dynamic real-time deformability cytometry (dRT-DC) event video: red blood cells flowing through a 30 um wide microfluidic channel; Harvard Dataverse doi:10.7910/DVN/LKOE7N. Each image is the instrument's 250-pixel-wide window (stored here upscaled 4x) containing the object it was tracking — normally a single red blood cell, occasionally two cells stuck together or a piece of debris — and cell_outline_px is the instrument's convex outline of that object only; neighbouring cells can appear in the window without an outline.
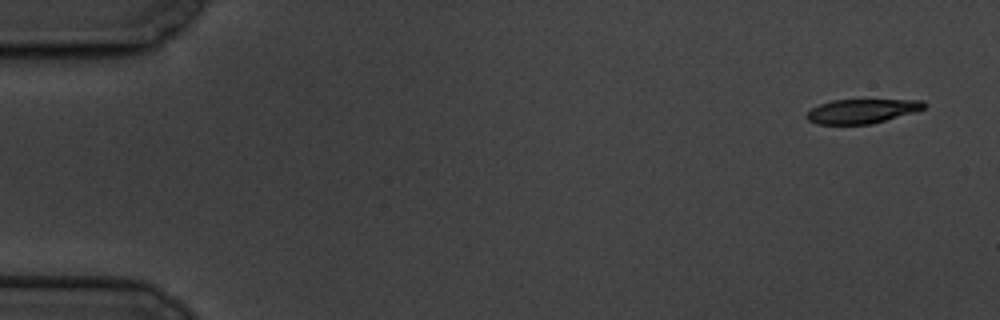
{"species": "common noctule bat (a hibernating species)", "species_latin": "Nyctalus noctula", "temperature_condition": "cold", "stored_images_in_passage": 6, "camera_frame_rate_fps": 3000, "um_per_image_px": 0.085, "animal": {"sex": "male", "body_mass_g": 19.5, "forearm_length_mm": 54.6}, "frame": {"image": 1, "passage_image": 1, "time_ms": 0.0, "image_size_px": [1000, 320], "cell_outline_px": [[928, 104], [924, 108], [912, 112], [872, 124], [816, 124], [808, 120], [804, 116], [812, 108], [820, 104], [832, 100], [924, 100]], "centroid_in_image_um": [73.23, 9.44], "position_along_channel_um": 11.8, "area_um2": 16.47}}
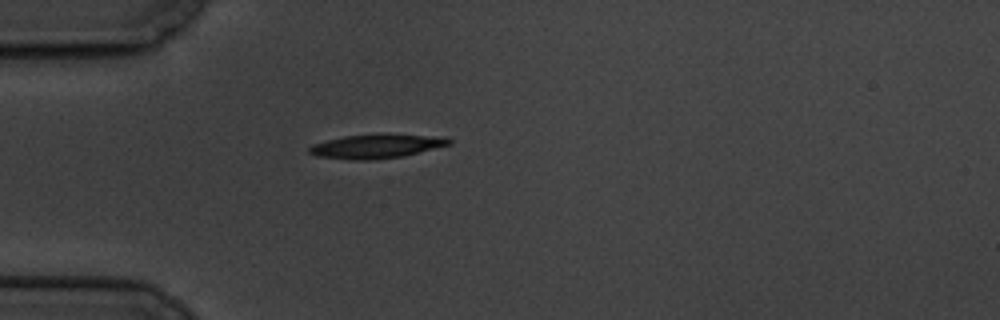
{"frame": {"image": 2, "passage_image": 5, "time_ms": 4.667, "image_size_px": [1000, 320], "cell_outline_px": [[452, 144], [404, 156], [372, 160], [352, 160], [316, 156], [308, 152], [308, 148], [312, 144], [344, 136], [380, 132], [448, 136], [452, 140]], "centroid_in_image_um": [32.08, 12.39], "position_along_channel_um": 52.9, "area_um2": 20.4}}